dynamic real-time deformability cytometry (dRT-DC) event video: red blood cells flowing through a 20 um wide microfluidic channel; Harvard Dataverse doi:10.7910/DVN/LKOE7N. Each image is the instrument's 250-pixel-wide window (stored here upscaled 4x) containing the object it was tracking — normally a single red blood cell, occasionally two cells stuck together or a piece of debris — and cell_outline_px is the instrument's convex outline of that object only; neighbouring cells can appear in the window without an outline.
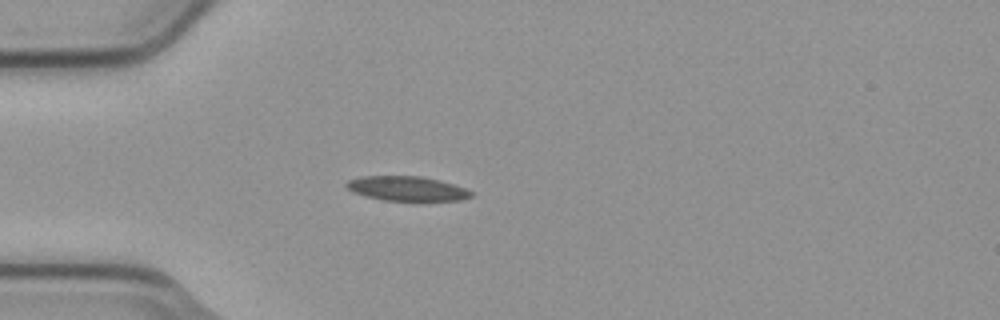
{"species": "common noctule bat (a hibernating species)", "species_latin": "Nyctalus noctula", "temperature_condition": "cold", "stored_images_in_passage": 40, "camera_frame_rate_fps": 3000, "um_per_image_px": 0.085, "animal": {"sex": "male", "body_mass_g": 23.1, "forearm_length_mm": 52.7}, "frame": {"image": 1, "passage_image": 1, "time_ms": 0.0, "image_size_px": [1000, 320], "cell_outline_px": [[472, 196], [460, 200], [384, 200], [364, 196], [352, 192], [344, 184], [348, 180], [360, 176], [420, 176], [440, 180], [464, 188], [472, 192]], "centroid_in_image_um": [34.53, 16.02], "position_along_channel_um": 50.5, "area_um2": 17.69}}
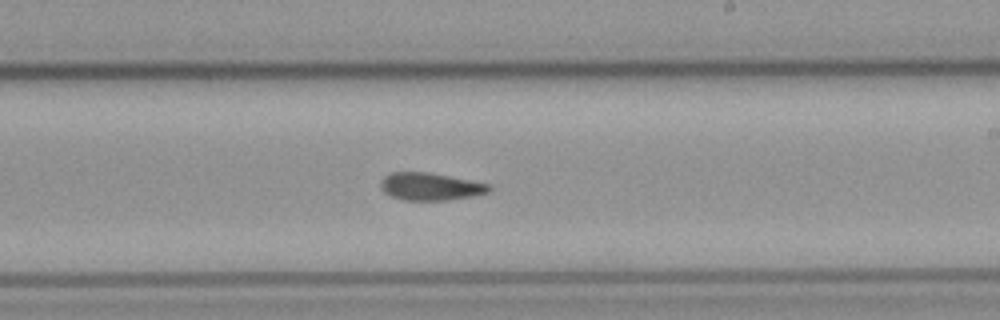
{"frame": {"image": 2, "passage_image": 18, "time_ms": 5.667, "image_size_px": [1000, 320], "cell_outline_px": [[492, 188], [488, 192], [472, 196], [448, 200], [404, 200], [392, 196], [384, 192], [380, 184], [380, 180], [388, 172], [428, 172], [472, 180], [488, 184]], "centroid_in_image_um": [36.56, 15.84], "position_along_channel_um": 252.4, "area_um2": 17.4}}
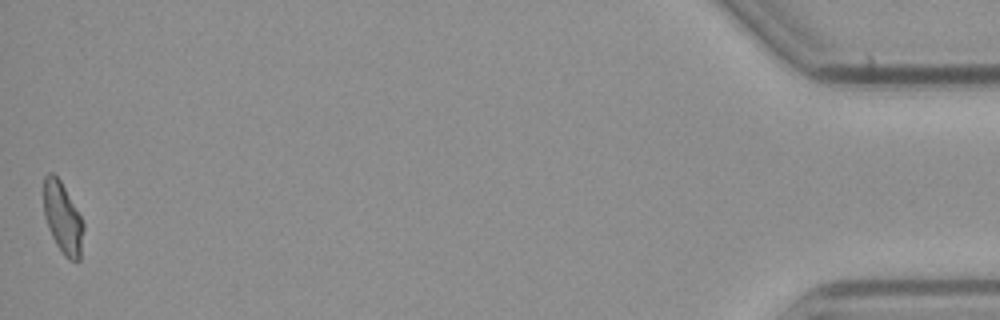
{"frame": {"image": 3, "passage_image": 40, "time_ms": 13.0, "image_size_px": [1000, 320], "cell_outline_px": [[84, 228], [80, 260], [68, 260], [64, 256], [56, 244], [48, 228], [44, 216], [44, 176], [48, 172], [52, 172], [60, 180], [80, 216], [84, 224]], "centroid_in_image_um": [5.32, 18.55], "position_along_channel_um": 429.9, "area_um2": 16.42}, "authors_computed_cell_mechanics": {"area_um2": 17.3111, "velocity_mm_per_s": 3.7778, "shape_relaxation_time_tau1_ms": null, "shape_relaxation_time_tau2_ms": 9.7351, "deformation_change_tau1": null, "deformation_change_tau2": 0.153}}